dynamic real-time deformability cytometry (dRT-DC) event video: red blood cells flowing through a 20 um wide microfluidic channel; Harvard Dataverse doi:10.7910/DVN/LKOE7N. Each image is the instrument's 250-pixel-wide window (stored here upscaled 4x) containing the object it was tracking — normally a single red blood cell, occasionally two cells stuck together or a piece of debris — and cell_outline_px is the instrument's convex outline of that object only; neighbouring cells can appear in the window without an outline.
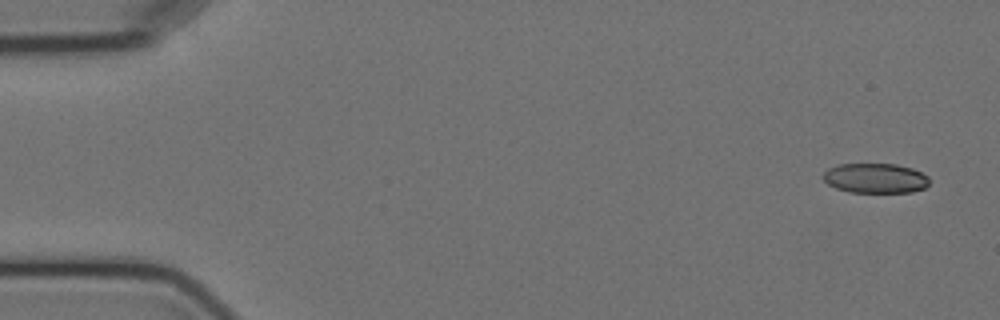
{"species": "Egyptian fruit bat (a non-hibernating species)", "species_latin": "Rousettus aegyptiacus", "temperature_condition": "cold", "stored_images_in_passage": 6, "camera_frame_rate_fps": 3000, "um_per_image_px": 0.085, "animal": {"sex": "female"}, "frame": {"image": 1, "passage_image": 1, "time_ms": 0.0, "image_size_px": [1000, 320], "cell_outline_px": [[928, 184], [924, 188], [912, 192], [848, 192], [836, 188], [828, 184], [820, 176], [828, 168], [840, 164], [896, 164], [912, 168], [928, 176]], "centroid_in_image_um": [74.37, 15.14], "position_along_channel_um": 10.6, "area_um2": 18.5}}
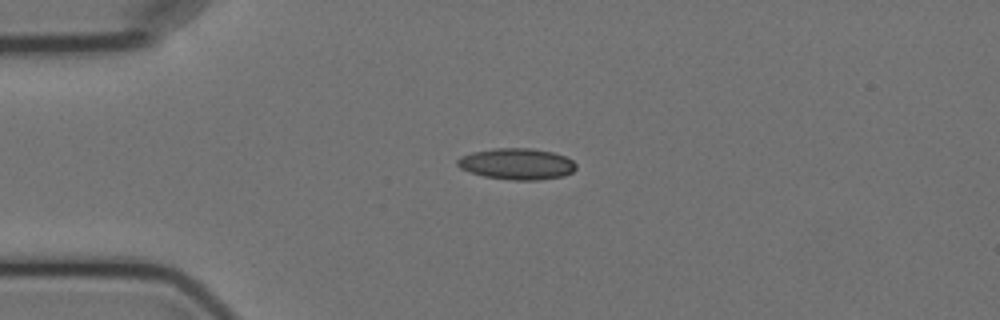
{"frame": {"image": 2, "passage_image": 4, "time_ms": 3.667, "image_size_px": [1000, 320], "cell_outline_px": [[576, 168], [572, 172], [564, 176], [540, 180], [512, 180], [484, 176], [460, 168], [456, 164], [456, 160], [460, 156], [472, 152], [496, 148], [532, 148], [552, 152], [564, 156], [572, 160], [576, 164]], "centroid_in_image_um": [43.93, 13.93], "position_along_channel_um": 41.1, "area_um2": 21.62}}